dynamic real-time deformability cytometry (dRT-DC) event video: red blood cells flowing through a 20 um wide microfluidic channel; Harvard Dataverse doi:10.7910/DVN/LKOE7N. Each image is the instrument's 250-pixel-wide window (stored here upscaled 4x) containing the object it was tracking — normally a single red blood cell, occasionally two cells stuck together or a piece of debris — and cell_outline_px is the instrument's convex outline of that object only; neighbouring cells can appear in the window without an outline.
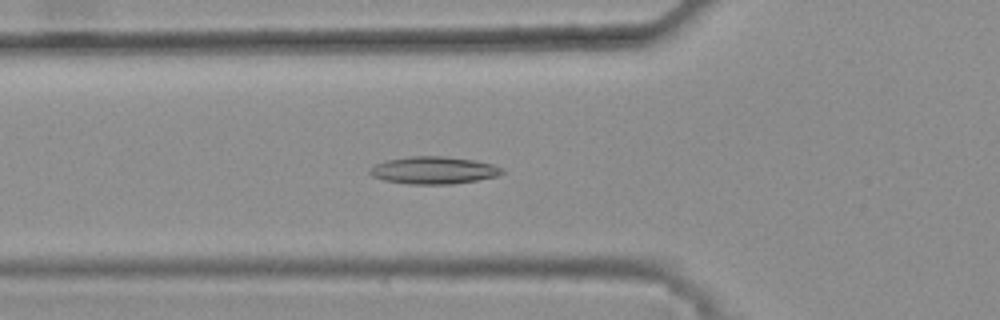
{"species": "common noctule bat (a hibernating species)", "species_latin": "Nyctalus noctula", "temperature_condition": "warm", "stored_images_in_passage": 28, "camera_frame_rate_fps": 3000, "um_per_image_px": 0.085, "animal": {"sex": "female", "body_mass_g": 25.1}, "frame": {"image": 1, "passage_image": 2, "time_ms": 0.333, "image_size_px": [1000, 320], "cell_outline_px": [[504, 172], [496, 176], [476, 180], [452, 184], [408, 184], [384, 180], [372, 176], [368, 172], [368, 168], [384, 160], [408, 156], [444, 156], [476, 160], [492, 164], [504, 168]], "centroid_in_image_um": [36.83, 14.46], "position_along_channel_um": 89.0, "area_um2": 21.27}}
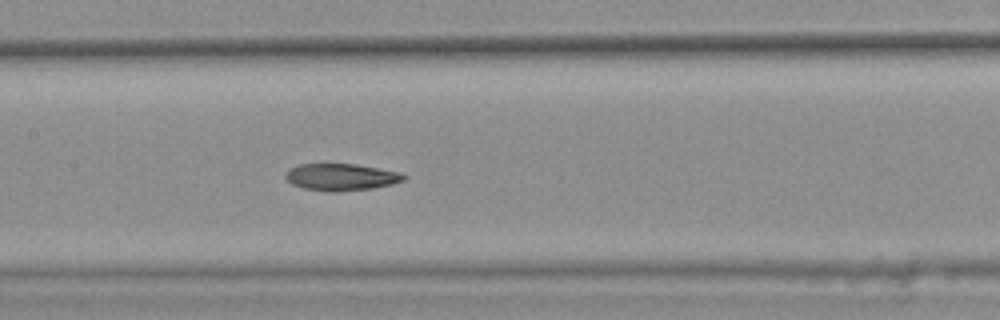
{"frame": {"image": 2, "passage_image": 9, "time_ms": 2.667, "image_size_px": [1000, 320], "cell_outline_px": [[408, 176], [404, 180], [392, 184], [372, 188], [336, 192], [324, 192], [304, 188], [292, 184], [284, 176], [284, 172], [288, 168], [300, 164], [356, 164], [400, 172]], "centroid_in_image_um": [28.97, 15.05], "position_along_channel_um": 178.4, "area_um2": 18.73}}
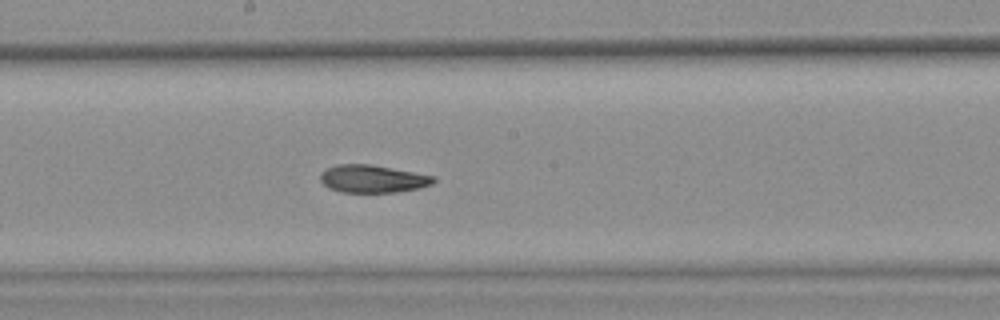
{"frame": {"image": 3, "passage_image": 12, "time_ms": 3.667, "image_size_px": [1000, 320], "cell_outline_px": [[436, 180], [432, 184], [416, 188], [396, 192], [340, 192], [328, 188], [320, 180], [320, 172], [324, 168], [336, 164], [372, 164], [436, 176]], "centroid_in_image_um": [31.63, 15.18], "position_along_channel_um": 216.6, "area_um2": 18.44}}